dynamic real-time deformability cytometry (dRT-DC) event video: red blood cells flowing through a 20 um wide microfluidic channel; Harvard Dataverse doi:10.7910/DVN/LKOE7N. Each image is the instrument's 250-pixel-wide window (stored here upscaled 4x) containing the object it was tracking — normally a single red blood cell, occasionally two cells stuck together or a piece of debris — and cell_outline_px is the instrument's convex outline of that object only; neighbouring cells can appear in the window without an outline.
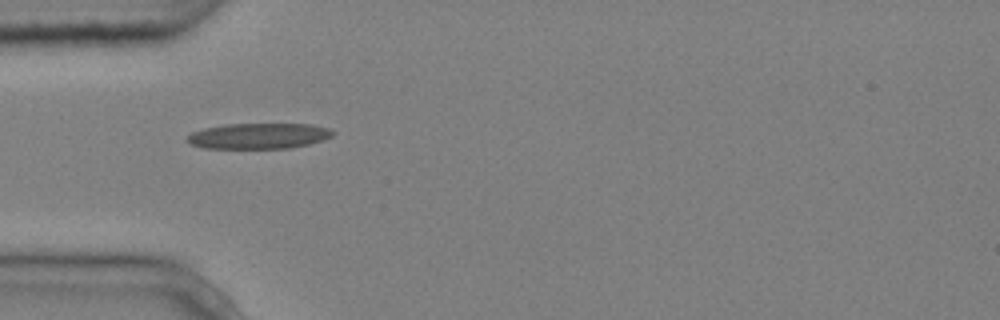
{"species": "common noctule bat (a hibernating species)", "species_latin": "Nyctalus noctula", "temperature_condition": "cold", "stored_images_in_passage": 4, "camera_frame_rate_fps": 3000, "um_per_image_px": 0.085, "animal": {"sex": "male", "body_mass_g": 20.4}, "frame": {"image": 1, "passage_image": 1, "time_ms": 0.0, "image_size_px": [1000, 320], "cell_outline_px": [[336, 132], [332, 136], [324, 140], [308, 144], [288, 148], [204, 148], [192, 144], [184, 140], [192, 132], [204, 128], [224, 124], [312, 124], [332, 128]], "centroid_in_image_um": [22.03, 11.55], "position_along_channel_um": 63.0, "area_um2": 21.91}}
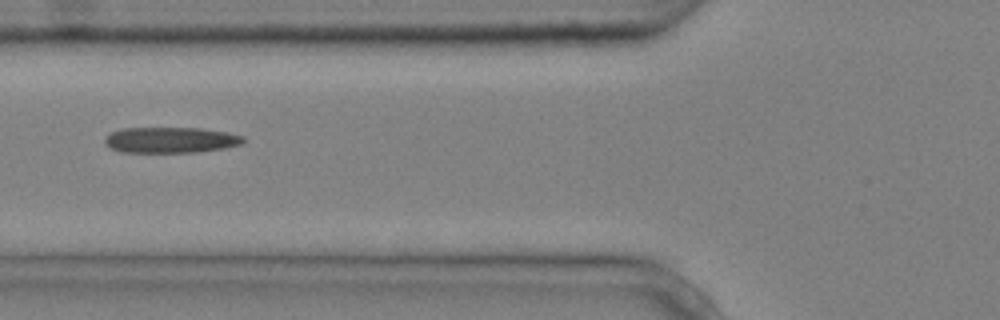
{"frame": {"image": 2, "passage_image": 2, "time_ms": 0.333, "image_size_px": [1000, 320], "cell_outline_px": [[244, 144], [224, 148], [196, 152], [120, 152], [108, 148], [104, 140], [112, 132], [124, 128], [200, 128], [228, 132], [244, 136]], "centroid_in_image_um": [14.53, 11.9], "position_along_channel_um": 111.3, "area_um2": 20.87}}